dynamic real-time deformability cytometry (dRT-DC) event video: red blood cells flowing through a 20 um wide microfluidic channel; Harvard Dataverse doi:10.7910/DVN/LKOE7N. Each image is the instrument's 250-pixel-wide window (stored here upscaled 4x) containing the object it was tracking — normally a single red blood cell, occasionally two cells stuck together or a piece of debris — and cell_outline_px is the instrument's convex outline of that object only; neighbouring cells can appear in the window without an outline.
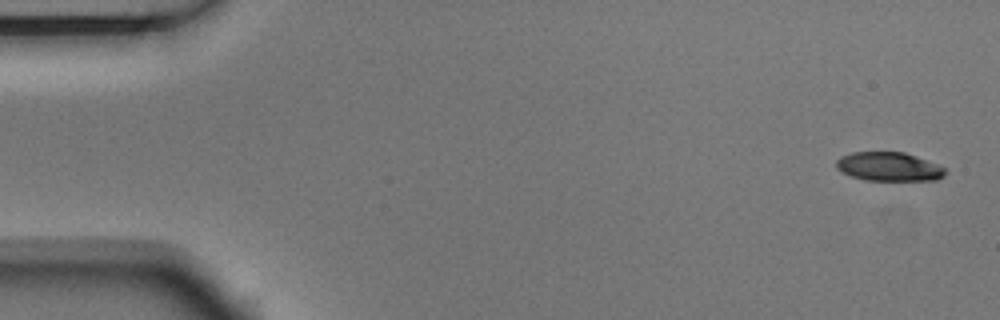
{"species": "Egyptian fruit bat (a non-hibernating species)", "species_latin": "Rousettus aegyptiacus", "temperature_condition": "room temperature", "stored_images_in_passage": 6, "segment_of_instrument_passage": [1, 2], "camera_frame_rate_fps": 3000, "um_per_image_px": 0.085, "animal": {"sex": "male"}, "frame": {"image": 1, "passage_image": 1, "time_ms": 0.0, "image_size_px": [1000, 320], "cell_outline_px": [[948, 172], [944, 176], [936, 180], [868, 180], [852, 176], [840, 172], [836, 168], [836, 160], [840, 156], [852, 152], [904, 152], [916, 156], [936, 164], [944, 168]], "centroid_in_image_um": [75.54, 14.16], "position_along_channel_um": 9.5, "area_um2": 18.32}}
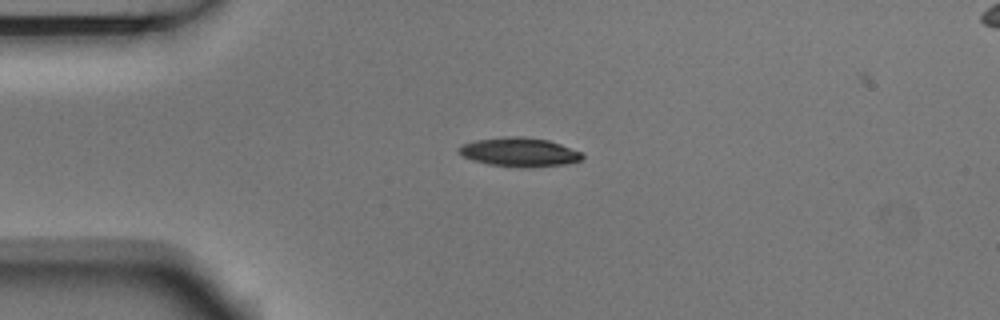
{"frame": {"image": 2, "passage_image": 4, "time_ms": 1.0, "image_size_px": [1000, 320], "cell_outline_px": [[584, 156], [580, 160], [564, 164], [528, 168], [488, 164], [464, 156], [456, 148], [460, 144], [476, 140], [504, 136], [524, 136], [548, 140], [560, 144], [580, 152]], "centroid_in_image_um": [44.13, 12.91], "position_along_channel_um": 40.9, "area_um2": 20.69}}